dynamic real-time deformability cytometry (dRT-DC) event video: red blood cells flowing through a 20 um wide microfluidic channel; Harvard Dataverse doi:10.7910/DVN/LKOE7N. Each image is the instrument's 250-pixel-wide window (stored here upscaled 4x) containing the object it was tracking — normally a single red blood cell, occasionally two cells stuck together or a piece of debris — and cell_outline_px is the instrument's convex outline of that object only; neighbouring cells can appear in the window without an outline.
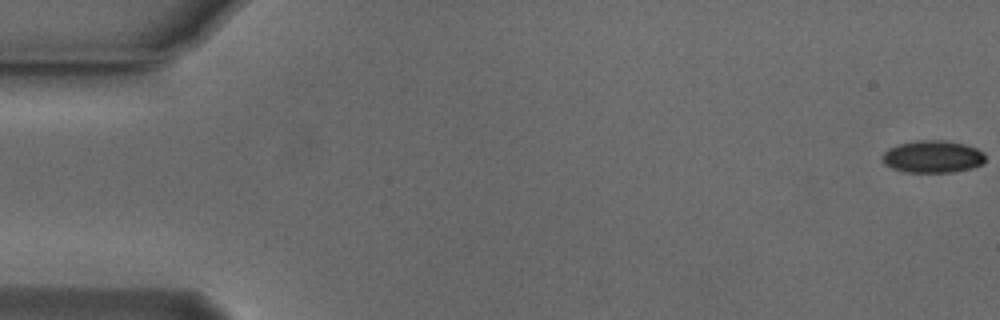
{"species": "Egyptian fruit bat (a non-hibernating species)", "species_latin": "Rousettus aegyptiacus", "temperature_condition": "cold", "stored_images_in_passage": 55, "camera_frame_rate_fps": 3000, "um_per_image_px": 0.085, "animal": {"sex": "male"}, "frame": {"image": 1, "passage_image": 1, "time_ms": 0.0, "image_size_px": [1000, 320], "cell_outline_px": [[984, 164], [972, 168], [952, 172], [904, 172], [892, 168], [884, 164], [880, 156], [888, 148], [900, 144], [916, 140], [948, 140], [964, 144], [976, 148], [984, 152]], "centroid_in_image_um": [79.27, 13.31], "position_along_channel_um": 5.7, "area_um2": 19.59}}
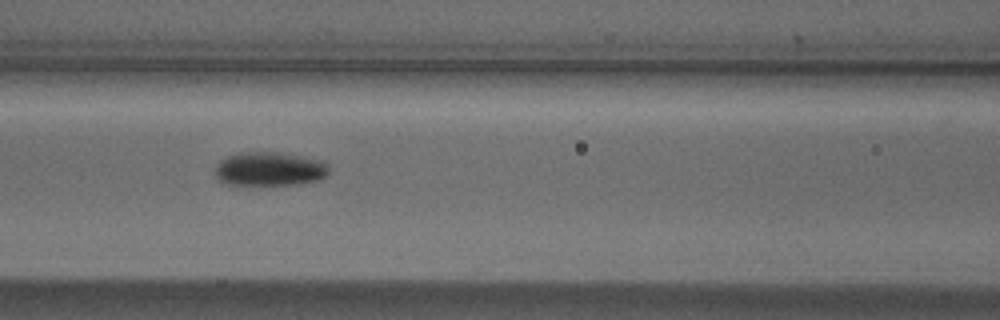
{"frame": {"image": 2, "passage_image": 24, "time_ms": 7.667, "image_size_px": [1000, 320], "cell_outline_px": [[328, 176], [320, 180], [296, 184], [224, 184], [216, 176], [216, 164], [220, 160], [228, 156], [240, 152], [276, 152], [320, 160], [328, 164]], "centroid_in_image_um": [22.92, 14.36], "position_along_channel_um": 143.7, "area_um2": 22.31}}
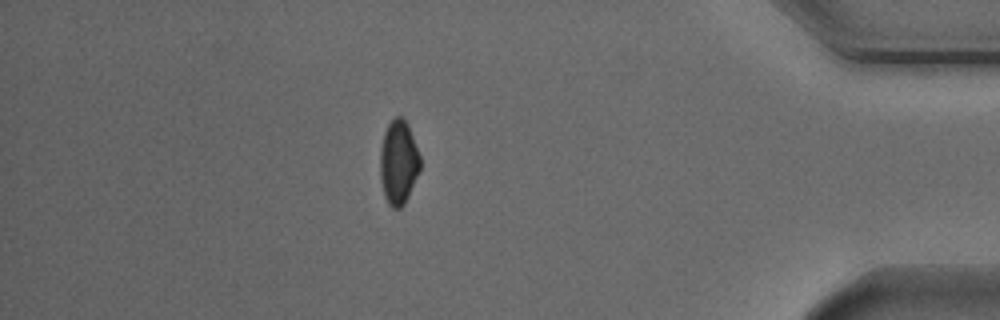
{"frame": {"image": 3, "passage_image": 48, "time_ms": 15.667, "image_size_px": [1000, 320], "cell_outline_px": [[420, 168], [408, 196], [404, 204], [400, 208], [392, 208], [388, 204], [384, 196], [380, 180], [380, 148], [384, 132], [388, 124], [396, 116], [404, 116], [408, 124], [420, 156]], "centroid_in_image_um": [33.85, 13.78], "position_along_channel_um": 401.3, "area_um2": 19.71}, "authors_computed_cell_mechanics": {"area_um2": 20.6924, "velocity_mm_per_s": 3.766, "shape_relaxation_time_tau1_ms": 2.1471, "shape_relaxation_time_tau2_ms": null, "deformation_change_tau1": 0.0953, "deformation_change_tau2": null}}